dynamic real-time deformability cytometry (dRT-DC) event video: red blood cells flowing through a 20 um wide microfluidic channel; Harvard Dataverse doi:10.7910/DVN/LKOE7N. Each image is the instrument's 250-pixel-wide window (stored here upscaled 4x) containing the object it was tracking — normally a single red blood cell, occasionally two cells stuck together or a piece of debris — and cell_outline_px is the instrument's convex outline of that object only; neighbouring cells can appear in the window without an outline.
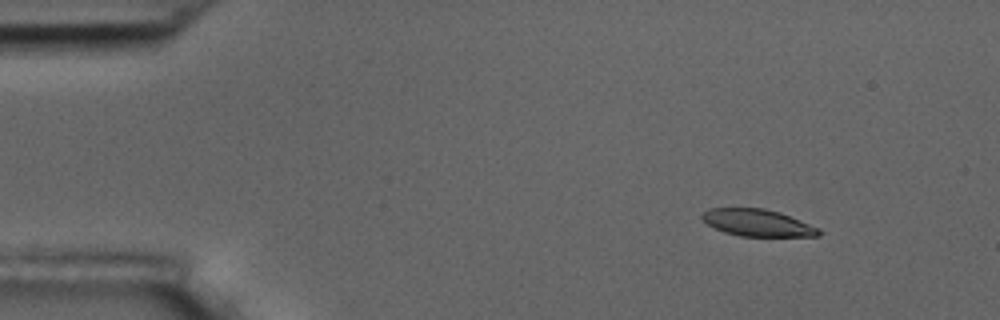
{"species": "common noctule bat (a hibernating species)", "species_latin": "Nyctalus noctula", "temperature_condition": "room temperature", "stored_images_in_passage": 4, "camera_frame_rate_fps": 3000, "um_per_image_px": 0.085, "animal": {"sex": "male", "body_mass_g": 17.5, "forearm_length_mm": 52.3}, "frame": {"image": 1, "passage_image": 2, "time_ms": 1.0, "image_size_px": [1000, 320], "cell_outline_px": [[824, 232], [820, 236], [740, 236], [724, 232], [708, 224], [700, 216], [708, 208], [764, 208], [780, 212], [820, 228]], "centroid_in_image_um": [64.43, 18.94], "position_along_channel_um": 20.6, "area_um2": 18.38}}